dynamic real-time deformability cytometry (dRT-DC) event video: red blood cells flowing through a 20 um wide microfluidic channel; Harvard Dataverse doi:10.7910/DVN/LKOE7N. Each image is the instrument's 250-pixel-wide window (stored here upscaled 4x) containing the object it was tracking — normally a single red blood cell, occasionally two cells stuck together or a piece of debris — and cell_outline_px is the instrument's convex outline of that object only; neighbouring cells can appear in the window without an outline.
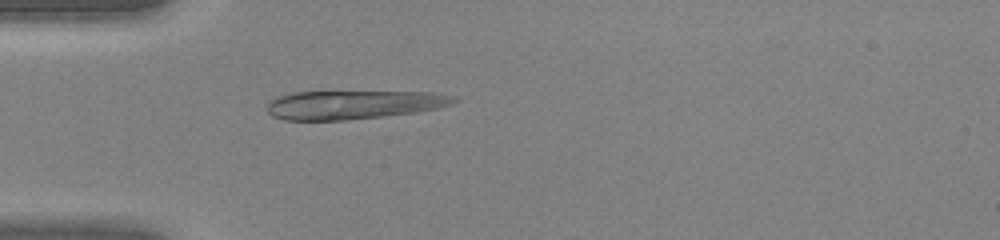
{"species": "human", "species_latin": "Homo sapiens", "temperature_condition": "warm", "stored_images_in_passage": 28, "camera_frame_rate_fps": 3000, "um_per_image_px": 0.085, "donor": {"sex": "female"}, "frame": {"image": 1, "passage_image": 3, "time_ms": 0.667, "image_size_px": [1000, 240], "cell_outline_px": [[460, 100], [452, 104], [436, 108], [412, 112], [380, 116], [344, 120], [284, 120], [272, 116], [268, 112], [268, 104], [276, 96], [292, 92], [432, 92], [452, 96]], "centroid_in_image_um": [30.0, 8.89], "position_along_channel_um": 55.0, "area_um2": 30.87}}
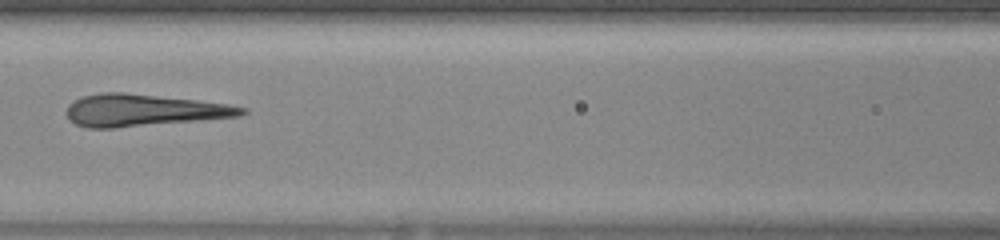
{"frame": {"image": 2, "passage_image": 10, "time_ms": 3.0, "image_size_px": [1000, 240], "cell_outline_px": [[248, 112], [240, 116], [112, 128], [84, 128], [68, 120], [64, 112], [68, 104], [84, 96], [104, 92], [124, 92], [196, 100], [228, 104], [248, 108]], "centroid_in_image_um": [12.15, 9.37], "position_along_channel_um": 154.5, "area_um2": 32.6}}
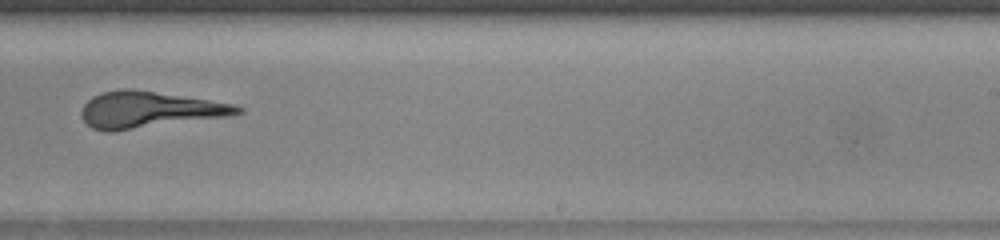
{"frame": {"image": 3, "passage_image": 18, "time_ms": 5.667, "image_size_px": [1000, 240], "cell_outline_px": [[244, 112], [228, 116], [112, 132], [108, 132], [92, 128], [80, 116], [80, 112], [84, 104], [92, 96], [104, 92], [124, 88], [132, 88], [236, 104], [244, 108]], "centroid_in_image_um": [12.67, 9.32], "position_along_channel_um": 276.3, "area_um2": 33.12}}